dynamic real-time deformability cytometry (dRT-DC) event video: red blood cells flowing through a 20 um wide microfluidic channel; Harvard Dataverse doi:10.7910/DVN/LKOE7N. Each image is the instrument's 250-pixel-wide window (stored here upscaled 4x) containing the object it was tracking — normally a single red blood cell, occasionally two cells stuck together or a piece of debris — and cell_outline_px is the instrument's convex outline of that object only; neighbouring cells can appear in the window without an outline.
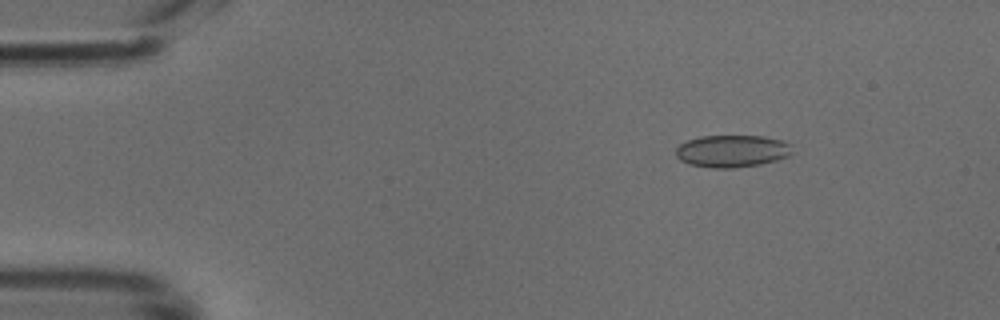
{"species": "common noctule bat (a hibernating species)", "species_latin": "Nyctalus noctula", "temperature_condition": "cold", "stored_images_in_passage": 49, "camera_frame_rate_fps": 3000, "um_per_image_px": 0.085, "animal": {"sex": "male", "body_mass_g": 18.8}, "frame": {"image": 1, "passage_image": 7, "time_ms": 2.0, "image_size_px": [1000, 320], "cell_outline_px": [[792, 152], [788, 156], [776, 160], [760, 164], [736, 168], [708, 168], [688, 164], [680, 160], [676, 156], [676, 148], [680, 144], [688, 140], [700, 136], [764, 136], [784, 140], [792, 144]], "centroid_in_image_um": [62.23, 12.84], "position_along_channel_um": 22.8, "area_um2": 22.14}}
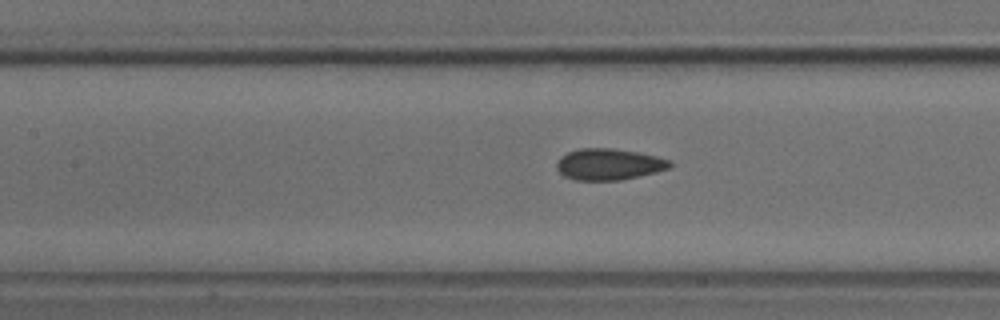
{"frame": {"image": 2, "passage_image": 22, "time_ms": 7.0, "image_size_px": [1000, 320], "cell_outline_px": [[672, 168], [640, 176], [620, 180], [576, 180], [564, 176], [556, 168], [556, 164], [560, 156], [568, 152], [580, 148], [612, 148], [640, 152], [672, 160]], "centroid_in_image_um": [51.78, 13.96], "position_along_channel_um": 155.6, "area_um2": 20.92}}
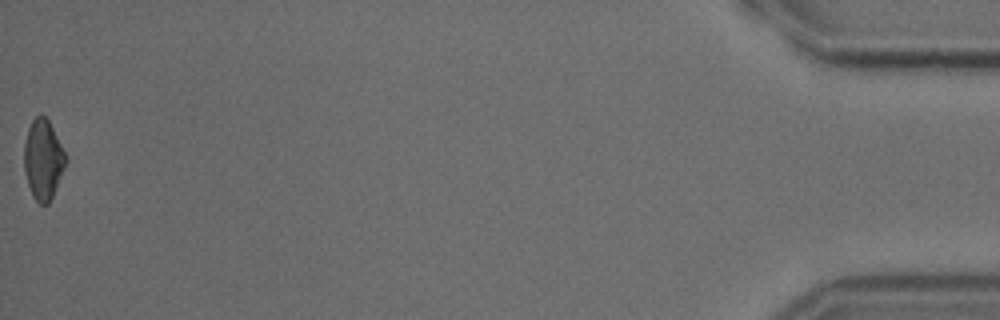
{"frame": {"image": 3, "passage_image": 49, "time_ms": 16.0, "image_size_px": [1000, 320], "cell_outline_px": [[68, 160], [56, 188], [48, 204], [40, 204], [32, 196], [24, 172], [24, 144], [28, 128], [32, 120], [40, 112], [48, 120]], "centroid_in_image_um": [3.65, 13.56], "position_along_channel_um": 431.5, "area_um2": 19.25}}